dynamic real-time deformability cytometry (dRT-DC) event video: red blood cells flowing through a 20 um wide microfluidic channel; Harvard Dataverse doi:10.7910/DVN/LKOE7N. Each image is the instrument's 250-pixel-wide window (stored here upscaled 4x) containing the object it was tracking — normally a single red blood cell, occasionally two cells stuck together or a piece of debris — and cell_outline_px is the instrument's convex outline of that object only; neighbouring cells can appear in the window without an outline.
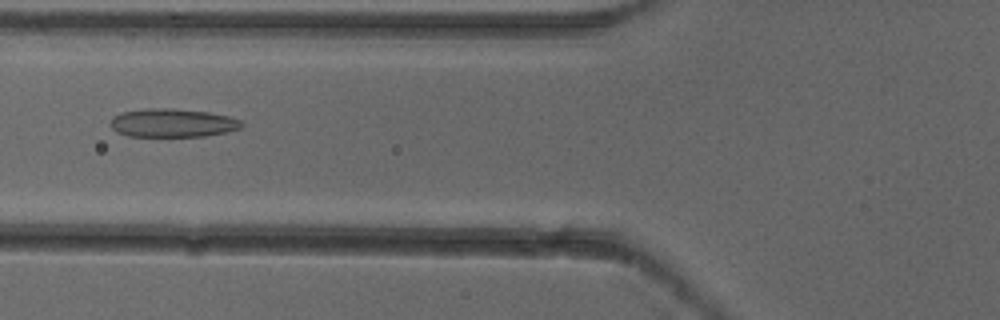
{"species": "common noctule bat (a hibernating species)", "species_latin": "Nyctalus noctula", "temperature_condition": "cold", "stored_images_in_passage": 4, "camera_frame_rate_fps": 3000, "um_per_image_px": 0.085, "animal": {"sex": "female"}, "frame": {"image": 1, "passage_image": 4, "time_ms": 1.0, "image_size_px": [1000, 320], "cell_outline_px": [[244, 128], [204, 136], [128, 136], [116, 132], [108, 124], [112, 116], [120, 112], [148, 108], [172, 108], [208, 112], [228, 116], [240, 120], [244, 124]], "centroid_in_image_um": [14.63, 10.44], "position_along_channel_um": 111.2, "area_um2": 21.96}}